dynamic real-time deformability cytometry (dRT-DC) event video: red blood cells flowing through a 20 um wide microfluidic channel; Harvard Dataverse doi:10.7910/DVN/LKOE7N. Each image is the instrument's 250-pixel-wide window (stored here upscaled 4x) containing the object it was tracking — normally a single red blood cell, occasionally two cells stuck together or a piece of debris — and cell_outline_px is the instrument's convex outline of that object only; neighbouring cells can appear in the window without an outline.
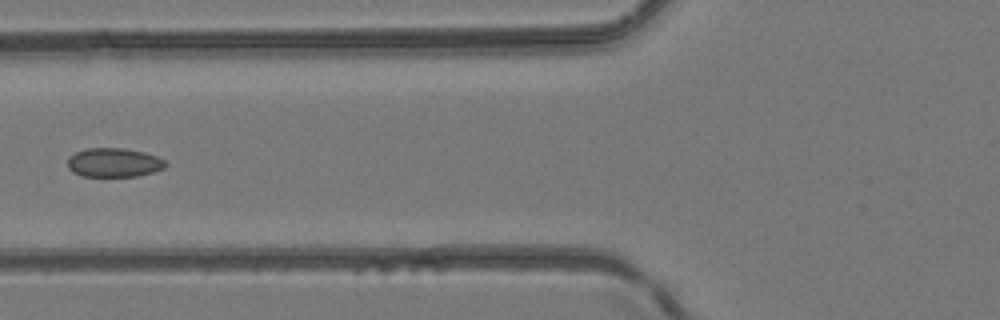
{"species": "common noctule bat (a hibernating species)", "species_latin": "Nyctalus noctula", "temperature_condition": "room temperature", "stored_images_in_passage": 5, "camera_frame_rate_fps": 3000, "um_per_image_px": 0.085, "animal": {"sex": "female", "body_mass_g": 24.6, "forearm_length_mm": 56.2}, "frame": {"image": 1, "passage_image": 5, "time_ms": 1.333, "image_size_px": [1000, 320], "cell_outline_px": [[168, 164], [164, 168], [152, 172], [136, 176], [80, 176], [72, 172], [68, 168], [68, 156], [76, 152], [88, 148], [124, 148], [144, 152], [156, 156], [164, 160]], "centroid_in_image_um": [9.66, 13.81], "position_along_channel_um": 116.1, "area_um2": 16.59}}